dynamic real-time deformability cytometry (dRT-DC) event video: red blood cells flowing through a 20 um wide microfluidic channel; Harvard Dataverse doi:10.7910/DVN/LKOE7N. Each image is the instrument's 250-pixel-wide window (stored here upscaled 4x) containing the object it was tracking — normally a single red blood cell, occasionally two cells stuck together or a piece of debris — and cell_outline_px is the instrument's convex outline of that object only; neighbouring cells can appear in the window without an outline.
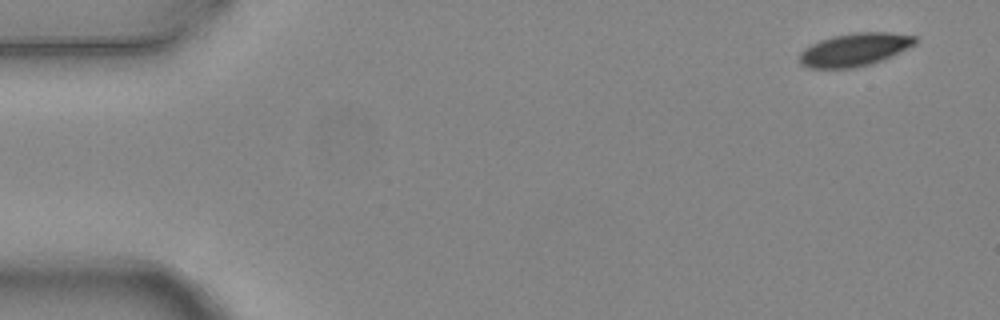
{"species": "common noctule bat (a hibernating species)", "species_latin": "Nyctalus noctula", "temperature_condition": "warm", "stored_images_in_passage": 6, "camera_frame_rate_fps": 3000, "um_per_image_px": 0.085, "animal": {"sex": "female", "body_mass_g": 24.6, "forearm_length_mm": 56.2}, "frame": {"image": 1, "passage_image": 1, "time_ms": 0.0, "image_size_px": [1000, 320], "cell_outline_px": [[916, 44], [892, 56], [872, 64], [852, 68], [808, 68], [800, 64], [800, 52], [804, 48], [820, 40], [832, 36], [852, 32], [888, 32], [916, 36]], "centroid_in_image_um": [72.64, 4.21], "position_along_channel_um": 12.4, "area_um2": 22.37}}
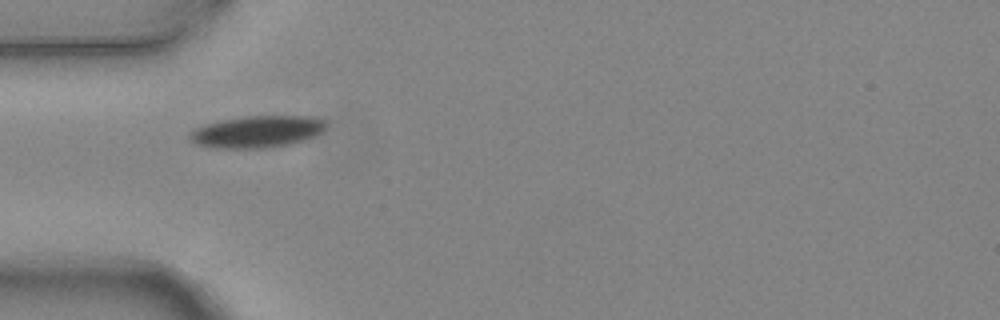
{"frame": {"image": 2, "passage_image": 5, "time_ms": 1.333, "image_size_px": [1000, 320], "cell_outline_px": [[324, 128], [320, 132], [312, 136], [292, 144], [264, 148], [208, 148], [196, 144], [188, 140], [188, 132], [204, 124], [220, 120], [248, 116], [312, 116], [324, 120]], "centroid_in_image_um": [21.75, 11.2], "position_along_channel_um": 63.2, "area_um2": 25.37}}
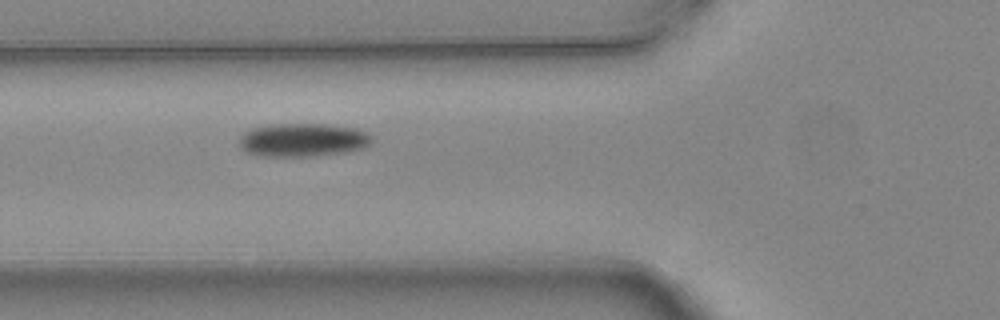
{"frame": {"image": 3, "passage_image": 6, "time_ms": 1.667, "image_size_px": [1000, 320], "cell_outline_px": [[372, 140], [364, 148], [344, 152], [308, 156], [260, 156], [244, 152], [240, 148], [240, 136], [244, 132], [252, 128], [272, 124], [324, 124], [356, 128], [368, 132], [372, 136]], "centroid_in_image_um": [25.72, 11.89], "position_along_channel_um": 100.1, "area_um2": 25.84}}